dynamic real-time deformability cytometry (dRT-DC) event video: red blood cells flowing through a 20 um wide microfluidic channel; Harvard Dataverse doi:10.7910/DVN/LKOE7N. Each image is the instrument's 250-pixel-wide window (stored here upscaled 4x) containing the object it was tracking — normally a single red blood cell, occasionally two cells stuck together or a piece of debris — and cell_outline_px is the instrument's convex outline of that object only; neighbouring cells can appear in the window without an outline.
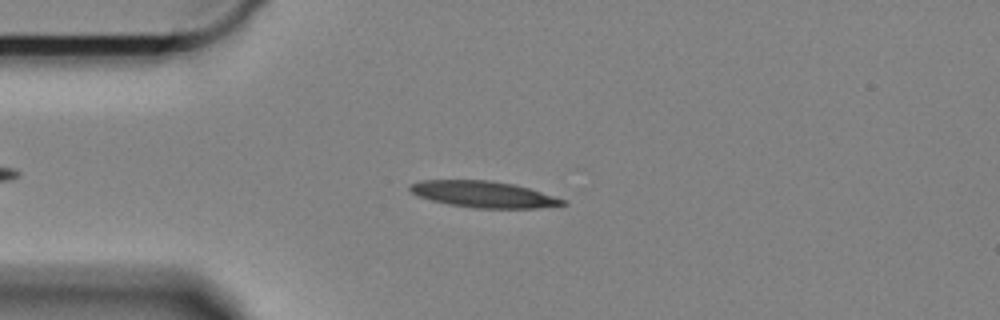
{"species": "Egyptian fruit bat (a non-hibernating species)", "species_latin": "Rousettus aegyptiacus", "temperature_condition": "cold", "stored_images_in_passage": 53, "camera_frame_rate_fps": 3000, "um_per_image_px": 0.085, "animal": {"sex": "female"}, "frame": {"image": 1, "passage_image": 12, "time_ms": 3.667, "image_size_px": [1000, 320], "cell_outline_px": [[568, 204], [540, 208], [472, 208], [448, 204], [416, 196], [408, 188], [408, 184], [420, 180], [492, 180], [512, 184], [528, 188], [564, 200]], "centroid_in_image_um": [41.03, 16.51], "position_along_channel_um": 44.0, "area_um2": 23.41}}
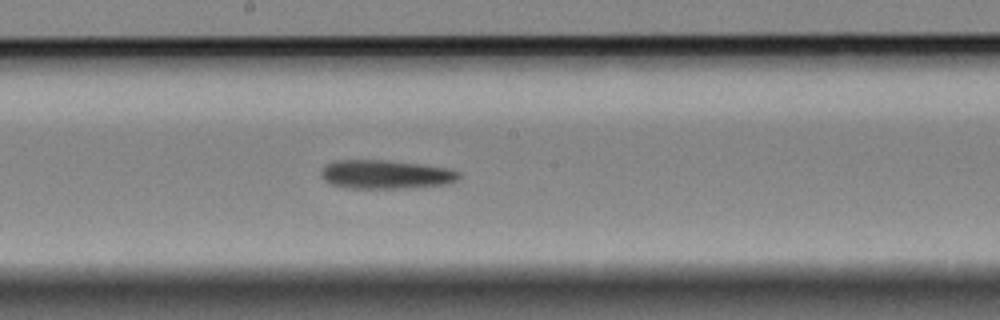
{"frame": {"image": 2, "passage_image": 29, "time_ms": 9.333, "image_size_px": [1000, 320], "cell_outline_px": [[460, 176], [456, 180], [448, 184], [412, 188], [344, 188], [332, 184], [324, 180], [320, 176], [320, 168], [324, 164], [332, 160], [388, 160], [420, 164], [448, 168], [460, 172]], "centroid_in_image_um": [32.73, 14.82], "position_along_channel_um": 215.5, "area_um2": 23.52}}
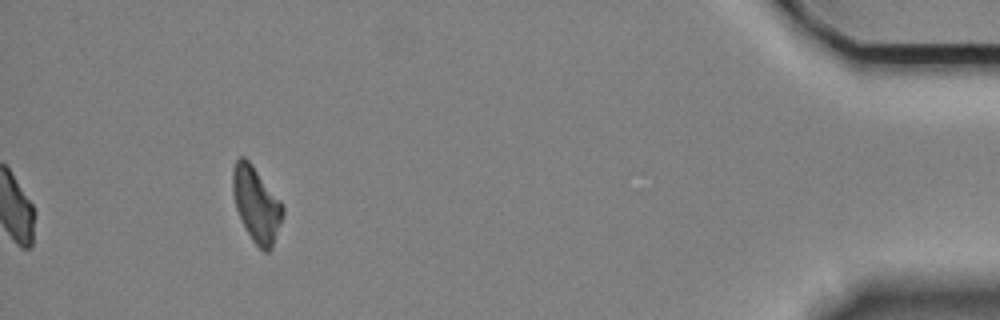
{"frame": {"image": 3, "passage_image": 53, "time_ms": 17.333, "image_size_px": [1000, 320], "cell_outline_px": [[284, 212], [272, 248], [268, 252], [264, 252], [252, 240], [236, 208], [232, 192], [232, 168], [236, 160], [240, 156], [244, 156], [252, 164], [284, 204]], "centroid_in_image_um": [21.79, 17.33], "position_along_channel_um": 413.4, "area_um2": 21.85}}